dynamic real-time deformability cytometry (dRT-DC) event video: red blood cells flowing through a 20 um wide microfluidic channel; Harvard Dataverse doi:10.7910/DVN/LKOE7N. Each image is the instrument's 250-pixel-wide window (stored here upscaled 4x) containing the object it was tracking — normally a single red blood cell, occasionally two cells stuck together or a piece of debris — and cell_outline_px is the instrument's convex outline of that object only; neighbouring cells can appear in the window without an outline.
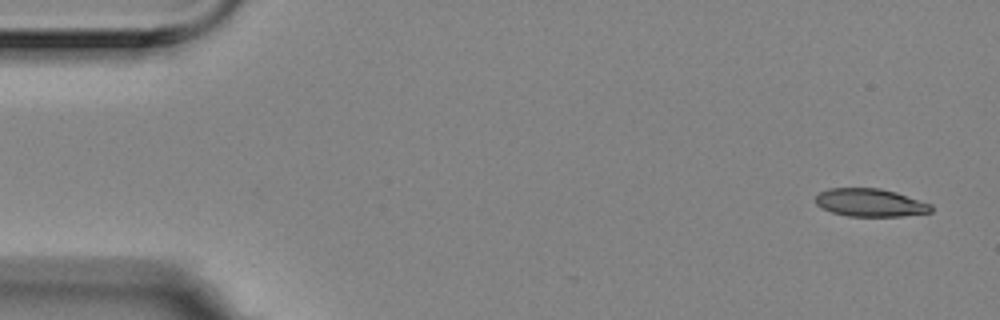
{"species": "Egyptian fruit bat (a non-hibernating species)", "species_latin": "Rousettus aegyptiacus", "temperature_condition": "room temperature", "stored_images_in_passage": 6, "camera_frame_rate_fps": 3000, "um_per_image_px": 0.085, "animal": {"sex": "female"}, "frame": {"image": 1, "passage_image": 1, "time_ms": 0.0, "image_size_px": [1000, 320], "cell_outline_px": [[932, 212], [900, 216], [848, 216], [832, 212], [820, 208], [816, 204], [816, 196], [820, 192], [828, 188], [880, 188], [896, 192], [932, 204]], "centroid_in_image_um": [73.96, 17.22], "position_along_channel_um": 11.0, "area_um2": 18.84}}
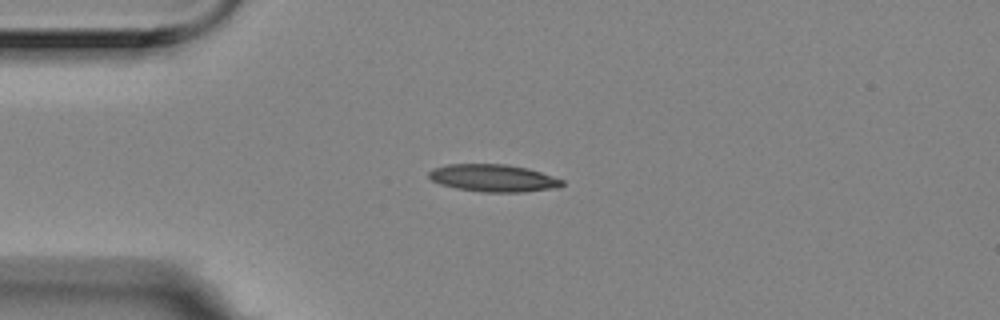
{"frame": {"image": 2, "passage_image": 4, "time_ms": 1.0, "image_size_px": [1000, 320], "cell_outline_px": [[564, 184], [560, 188], [524, 192], [484, 192], [456, 188], [440, 184], [432, 180], [428, 176], [428, 172], [432, 168], [448, 164], [504, 164], [528, 168], [564, 180]], "centroid_in_image_um": [41.95, 15.14], "position_along_channel_um": 43.1, "area_um2": 21.39}}
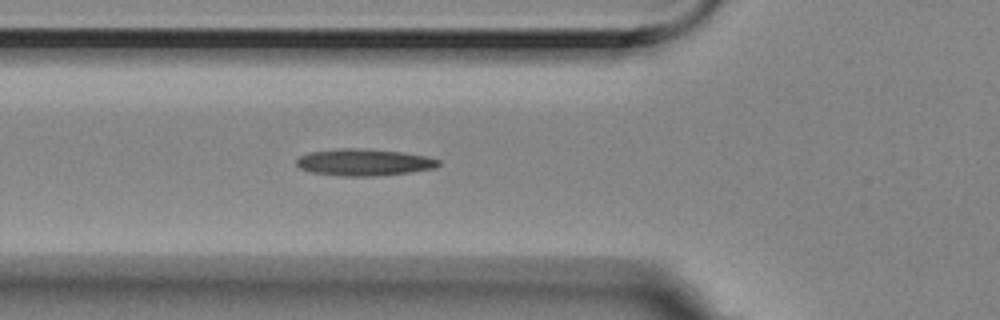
{"frame": {"image": 3, "passage_image": 6, "time_ms": 1.667, "image_size_px": [1000, 320], "cell_outline_px": [[440, 164], [436, 168], [412, 172], [376, 176], [340, 176], [312, 172], [300, 168], [296, 164], [296, 160], [300, 156], [308, 152], [340, 148], [356, 148], [404, 152], [428, 156], [440, 160]], "centroid_in_image_um": [30.97, 13.79], "position_along_channel_um": 94.8, "area_um2": 22.37}}